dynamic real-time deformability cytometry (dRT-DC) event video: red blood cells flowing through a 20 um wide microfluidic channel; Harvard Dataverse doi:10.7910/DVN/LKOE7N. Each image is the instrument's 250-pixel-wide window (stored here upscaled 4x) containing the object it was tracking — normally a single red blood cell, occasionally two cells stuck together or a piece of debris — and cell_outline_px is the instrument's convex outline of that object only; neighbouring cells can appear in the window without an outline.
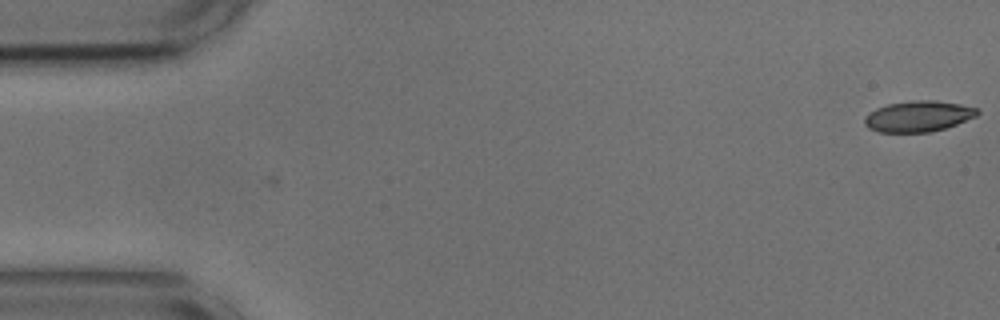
{"species": "common noctule bat (a hibernating species)", "species_latin": "Nyctalus noctula", "temperature_condition": "cold", "stored_images_in_passage": 5, "camera_frame_rate_fps": 3000, "um_per_image_px": 0.085, "animal": {"sex": "male", "body_mass_g": 17.9, "forearm_length_mm": 54.2}, "frame": {"image": 1, "passage_image": 5, "time_ms": 1.333, "image_size_px": [1000, 320], "cell_outline_px": [[980, 112], [976, 116], [956, 124], [944, 128], [928, 132], [880, 132], [868, 128], [864, 124], [864, 116], [868, 112], [876, 108], [888, 104], [912, 100], [936, 100], [960, 104], [976, 108]], "centroid_in_image_um": [78.01, 9.87], "position_along_channel_um": 7.0, "area_um2": 20.29}}